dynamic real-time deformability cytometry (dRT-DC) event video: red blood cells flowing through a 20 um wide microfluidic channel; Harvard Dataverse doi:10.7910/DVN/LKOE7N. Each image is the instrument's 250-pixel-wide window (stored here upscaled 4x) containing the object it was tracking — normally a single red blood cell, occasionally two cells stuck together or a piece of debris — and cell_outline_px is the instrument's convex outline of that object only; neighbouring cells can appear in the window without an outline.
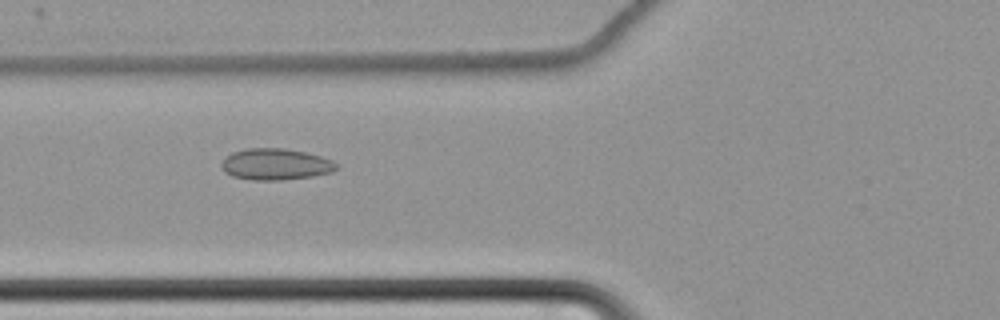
{"species": "common noctule bat (a hibernating species)", "species_latin": "Nyctalus noctula", "temperature_condition": "cold", "stored_images_in_passage": 62, "camera_frame_rate_fps": 3000, "um_per_image_px": 0.085, "animal": {"sex": "female", "body_mass_g": 22.7, "forearm_length_mm": 54.2}, "frame": {"image": 1, "passage_image": 26, "time_ms": 8.333, "image_size_px": [1000, 320], "cell_outline_px": [[340, 168], [332, 172], [312, 176], [280, 180], [252, 180], [232, 176], [224, 172], [220, 168], [220, 164], [232, 152], [248, 148], [284, 148], [304, 152], [320, 156], [332, 160], [340, 164]], "centroid_in_image_um": [23.44, 13.96], "position_along_channel_um": 102.4, "area_um2": 21.15}}
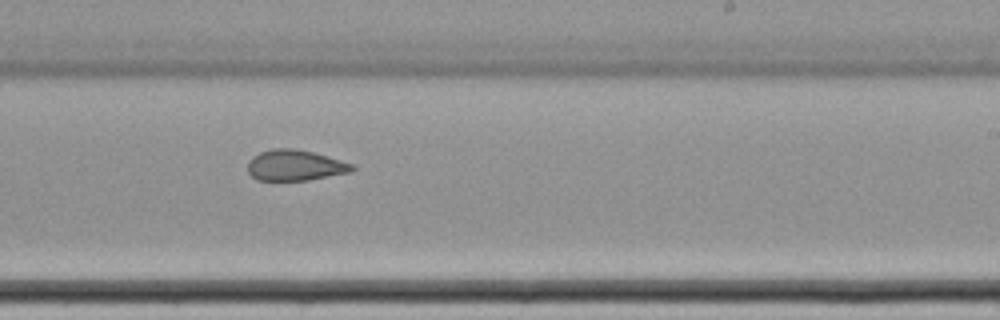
{"frame": {"image": 2, "passage_image": 40, "time_ms": 13.0, "image_size_px": [1000, 320], "cell_outline_px": [[356, 168], [352, 172], [308, 180], [256, 180], [248, 172], [248, 160], [252, 156], [260, 152], [272, 148], [292, 148], [312, 152], [328, 156], [352, 164]], "centroid_in_image_um": [25.07, 14.05], "position_along_channel_um": 263.9, "area_um2": 18.79}}
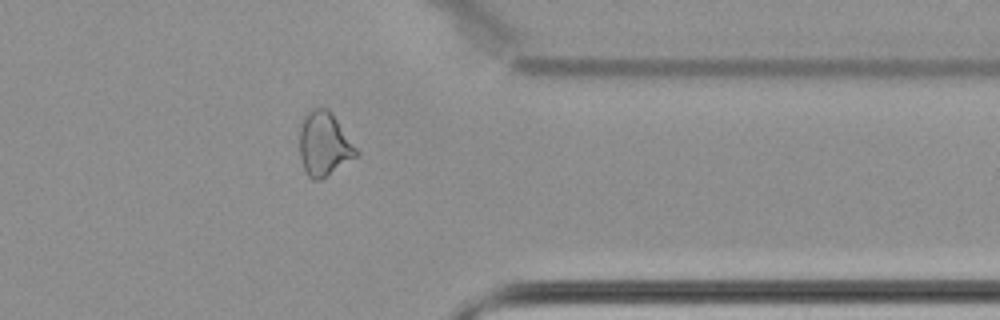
{"frame": {"image": 3, "passage_image": 51, "time_ms": 16.667, "image_size_px": [1000, 320], "cell_outline_px": [[360, 156], [320, 180], [312, 180], [308, 176], [304, 168], [300, 156], [300, 128], [304, 112], [312, 108], [328, 108], [332, 112], [360, 152]], "centroid_in_image_um": [27.58, 12.24], "position_along_channel_um": 383.8, "area_um2": 21.56}, "authors_computed_cell_mechanics": {"area_um2": 22.0218, "velocity_mm_per_s": 3.4634, "shape_relaxation_time_tau1_ms": null, "shape_relaxation_time_tau2_ms": 2.4744, "deformation_change_tau1": null, "deformation_change_tau2": 0.0898}}